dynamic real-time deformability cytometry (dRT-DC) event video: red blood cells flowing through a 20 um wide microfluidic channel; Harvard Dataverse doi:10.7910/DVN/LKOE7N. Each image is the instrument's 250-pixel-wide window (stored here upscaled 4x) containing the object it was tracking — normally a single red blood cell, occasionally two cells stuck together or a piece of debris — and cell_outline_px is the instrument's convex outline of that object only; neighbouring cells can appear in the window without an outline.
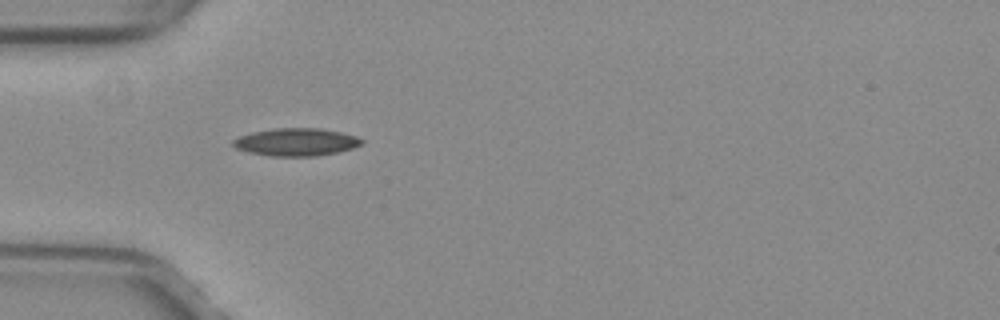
{"species": "common noctule bat (a hibernating species)", "species_latin": "Nyctalus noctula", "temperature_condition": "warm", "stored_images_in_passage": 32, "camera_frame_rate_fps": 3000, "um_per_image_px": 0.085, "animal": {"sex": "female", "body_mass_g": 29.2, "forearm_length_mm": 56.3}, "frame": {"image": 1, "passage_image": 1, "time_ms": 0.0, "image_size_px": [1000, 320], "cell_outline_px": [[364, 144], [352, 148], [336, 152], [316, 156], [272, 156], [248, 152], [236, 148], [232, 144], [232, 140], [240, 136], [252, 132], [276, 128], [316, 128], [340, 132], [356, 136], [364, 140]], "centroid_in_image_um": [25.17, 12.07], "position_along_channel_um": 59.8, "area_um2": 20.63}}
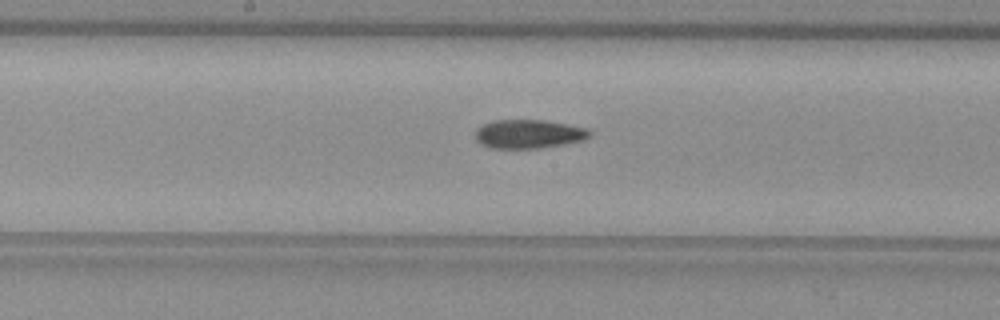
{"frame": {"image": 2, "passage_image": 12, "time_ms": 3.667, "image_size_px": [1000, 320], "cell_outline_px": [[592, 136], [584, 140], [564, 144], [540, 148], [492, 148], [476, 140], [476, 128], [492, 120], [544, 120], [568, 124], [588, 128], [592, 132]], "centroid_in_image_um": [44.99, 11.38], "position_along_channel_um": 203.2, "area_um2": 19.25}}
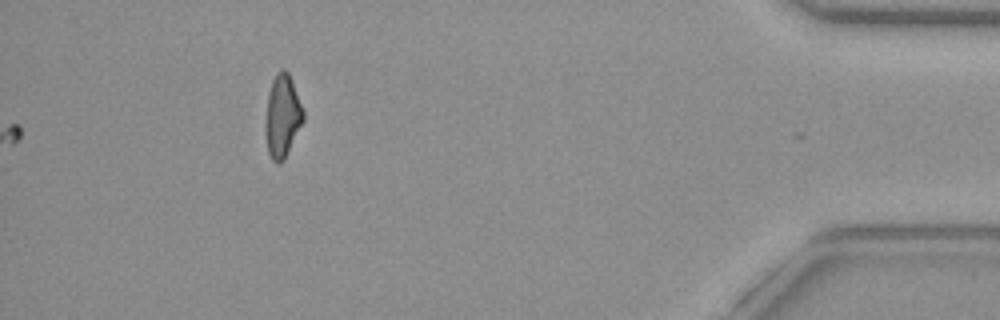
{"frame": {"image": 3, "passage_image": 32, "time_ms": 10.333, "image_size_px": [1000, 320], "cell_outline_px": [[304, 120], [284, 160], [280, 164], [276, 164], [272, 160], [268, 152], [264, 128], [268, 96], [272, 80], [276, 72], [280, 68], [284, 68], [288, 72], [292, 80], [304, 112]], "centroid_in_image_um": [23.99, 9.87], "position_along_channel_um": 411.2, "area_um2": 18.38}, "authors_computed_cell_mechanics": {"area_um2": 19.1318, "velocity_mm_per_s": 4.0105, "shape_relaxation_time_tau1_ms": null, "shape_relaxation_time_tau2_ms": 7.1027, "deformation_change_tau1": null, "deformation_change_tau2": 0.1675}}